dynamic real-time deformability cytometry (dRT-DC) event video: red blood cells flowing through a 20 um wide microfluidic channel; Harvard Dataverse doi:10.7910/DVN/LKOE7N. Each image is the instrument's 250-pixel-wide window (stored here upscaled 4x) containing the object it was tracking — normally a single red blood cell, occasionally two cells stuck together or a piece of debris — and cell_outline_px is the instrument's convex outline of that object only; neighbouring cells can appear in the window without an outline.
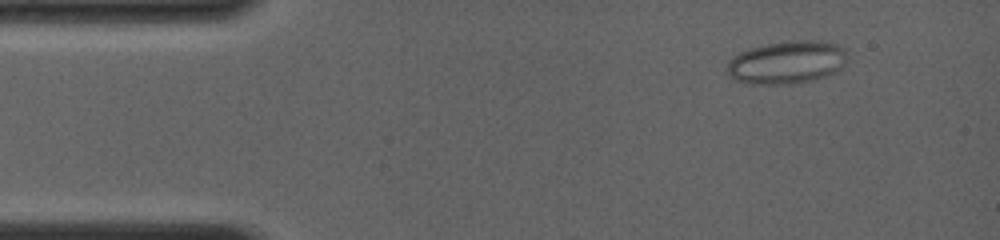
{"species": "common noctule bat (a hibernating species)", "species_latin": "Nyctalus noctula", "temperature_condition": "room temperature", "stored_images_in_passage": 14, "camera_frame_rate_fps": 4000, "um_per_image_px": 0.085, "animal": {"sex": "female", "body_mass_g": 19.0, "forearm_length_mm": 56.7}, "frame": {"image": 1, "passage_image": 1, "time_ms": 0.0, "image_size_px": [1000, 240], "cell_outline_px": [[844, 64], [840, 68], [824, 76], [808, 80], [788, 84], [748, 84], [736, 80], [728, 76], [728, 60], [740, 52], [748, 48], [788, 40], [820, 40], [836, 44], [844, 48]], "centroid_in_image_um": [66.82, 5.28], "position_along_channel_um": 18.2, "area_um2": 29.77}}
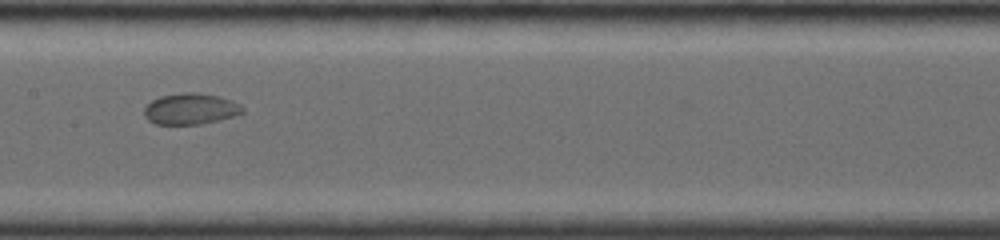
{"frame": {"image": 2, "passage_image": 7, "time_ms": 6.25, "image_size_px": [1000, 240], "cell_outline_px": [[244, 112], [236, 116], [200, 124], [156, 124], [148, 120], [144, 116], [144, 108], [152, 100], [160, 96], [184, 92], [196, 92], [216, 96], [232, 100], [240, 104], [244, 108]], "centroid_in_image_um": [16.21, 9.25], "position_along_channel_um": 191.2, "area_um2": 17.86}}
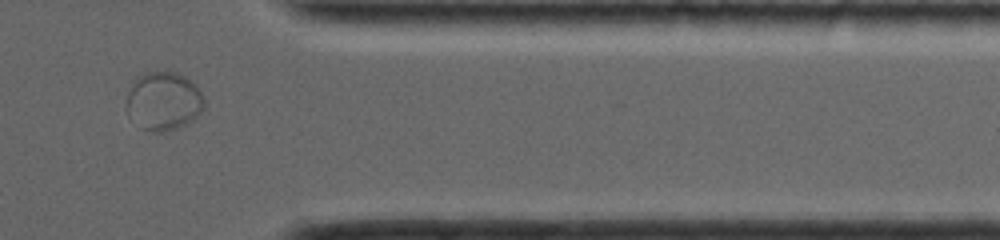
{"frame": {"image": 3, "passage_image": 12, "time_ms": 11.5, "image_size_px": [1000, 240], "cell_outline_px": [[204, 108], [192, 120], [176, 128], [160, 132], [152, 132], [140, 128], [128, 116], [124, 108], [124, 104], [128, 92], [136, 76], [144, 72], [176, 72], [184, 76], [196, 84], [204, 96]], "centroid_in_image_um": [13.85, 8.59], "position_along_channel_um": 397.5, "area_um2": 26.93}}